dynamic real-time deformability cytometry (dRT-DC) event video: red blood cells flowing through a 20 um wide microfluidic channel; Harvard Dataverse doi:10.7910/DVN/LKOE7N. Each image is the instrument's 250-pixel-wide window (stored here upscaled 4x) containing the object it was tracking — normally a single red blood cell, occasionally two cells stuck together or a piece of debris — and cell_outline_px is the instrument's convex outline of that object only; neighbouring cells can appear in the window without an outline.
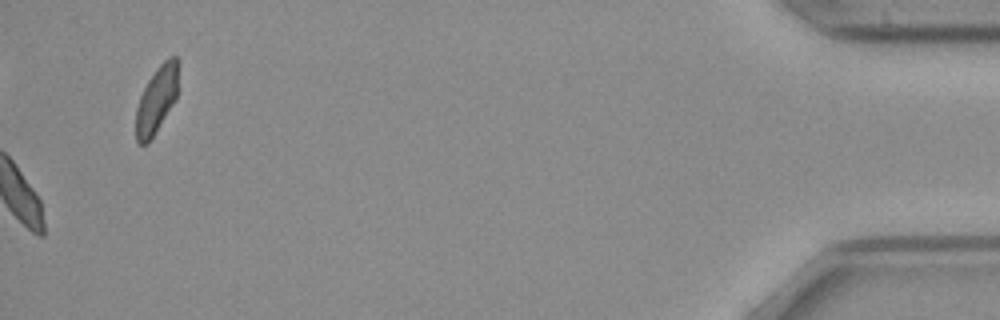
{"species": "common noctule bat (a hibernating species)", "species_latin": "Nyctalus noctula", "temperature_condition": "cold", "stored_images_in_passage": 41, "camera_frame_rate_fps": 3000, "um_per_image_px": 0.085, "animal": {"sex": "female", "body_mass_g": 21.9}, "frame": {"image": 1, "passage_image": 41, "time_ms": 13.333, "image_size_px": [1000, 320], "cell_outline_px": [[180, 60], [176, 100], [148, 144], [140, 144], [136, 140], [136, 108], [140, 96], [148, 80], [156, 68], [168, 56], [176, 56]], "centroid_in_image_um": [13.34, 8.42], "position_along_channel_um": 421.9, "area_um2": 16.82}, "authors_computed_cell_mechanics": {"area_um2": 18.207, "velocity_mm_per_s": 3.865, "shape_relaxation_time_tau1_ms": null, "shape_relaxation_time_tau2_ms": 9.5107, "deformation_change_tau1": null, "deformation_change_tau2": 0.1508}}